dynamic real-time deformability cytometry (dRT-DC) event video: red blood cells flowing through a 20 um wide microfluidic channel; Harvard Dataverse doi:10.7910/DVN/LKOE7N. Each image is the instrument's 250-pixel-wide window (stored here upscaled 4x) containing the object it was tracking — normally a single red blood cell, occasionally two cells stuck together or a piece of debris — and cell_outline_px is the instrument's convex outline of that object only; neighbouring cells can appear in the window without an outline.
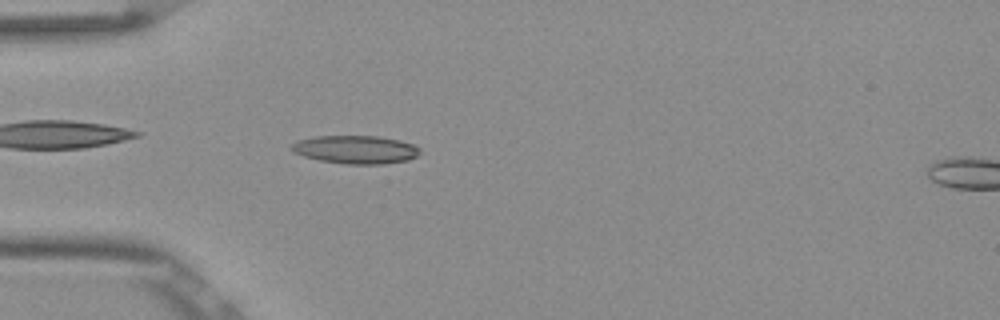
{"species": "Egyptian fruit bat (a non-hibernating species)", "species_latin": "Rousettus aegyptiacus", "temperature_condition": "room temperature", "stored_images_in_passage": 42, "camera_frame_rate_fps": 3000, "um_per_image_px": 0.085, "frame": {"image": 1, "passage_image": 5, "time_ms": 1.333, "image_size_px": [1000, 320], "cell_outline_px": [[420, 152], [416, 156], [408, 160], [384, 164], [344, 164], [320, 160], [304, 156], [292, 152], [288, 148], [296, 140], [316, 136], [380, 136], [400, 140], [412, 144], [420, 148]], "centroid_in_image_um": [30.2, 12.71], "position_along_channel_um": 54.8, "area_um2": 21.27}}
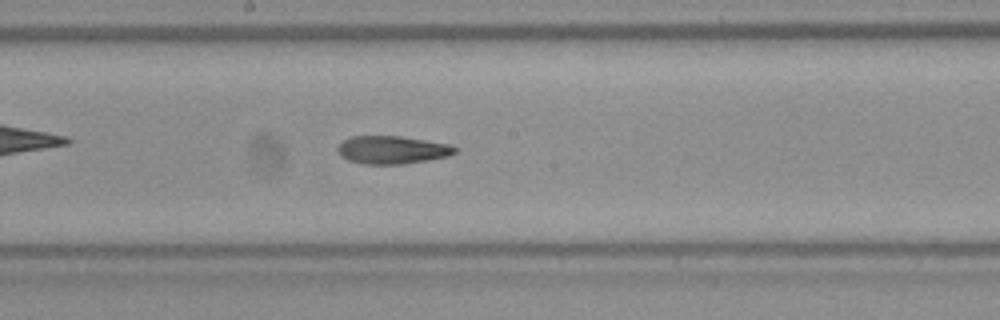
{"frame": {"image": 2, "passage_image": 18, "time_ms": 5.667, "image_size_px": [1000, 320], "cell_outline_px": [[456, 152], [448, 156], [428, 160], [404, 164], [364, 164], [348, 160], [340, 156], [336, 148], [344, 140], [352, 136], [400, 136], [452, 144], [456, 148]], "centroid_in_image_um": [33.34, 12.74], "position_along_channel_um": 214.9, "area_um2": 19.19}}
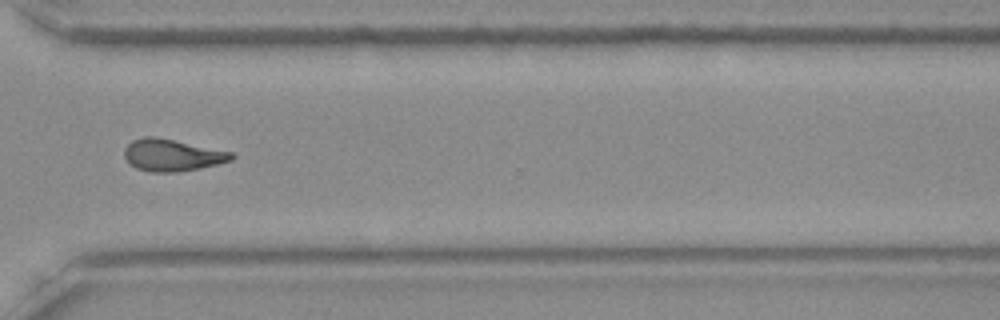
{"frame": {"image": 3, "passage_image": 29, "time_ms": 9.333, "image_size_px": [1000, 320], "cell_outline_px": [[236, 156], [232, 160], [200, 168], [180, 172], [152, 172], [136, 168], [124, 156], [124, 148], [132, 140], [144, 136], [156, 136], [232, 152]], "centroid_in_image_um": [14.63, 13.18], "position_along_channel_um": 356.0, "area_um2": 19.94}, "authors_computed_cell_mechanics": {"area_um2": 19.363, "velocity_mm_per_s": 3.8478, "shape_relaxation_time_tau1_ms": null, "shape_relaxation_time_tau2_ms": 5.007, "deformation_change_tau1": null, "deformation_change_tau2": 0.1449}}